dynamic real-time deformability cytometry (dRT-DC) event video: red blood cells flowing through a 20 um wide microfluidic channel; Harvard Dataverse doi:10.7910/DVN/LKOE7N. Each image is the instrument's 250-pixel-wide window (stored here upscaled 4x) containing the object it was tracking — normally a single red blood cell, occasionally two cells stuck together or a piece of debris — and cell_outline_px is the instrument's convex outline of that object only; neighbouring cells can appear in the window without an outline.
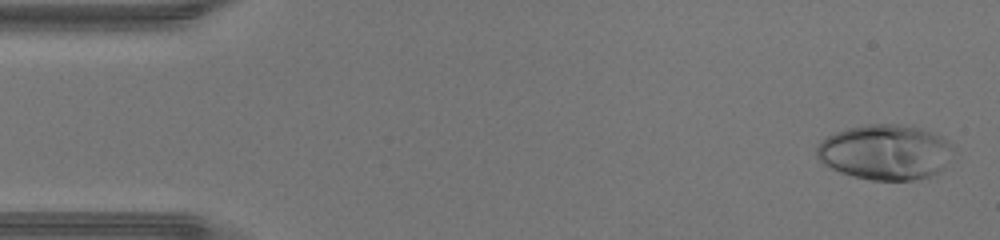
{"species": "human", "species_latin": "Homo sapiens", "temperature_condition": "warm", "stored_images_in_passage": 47, "camera_frame_rate_fps": 3000, "um_per_image_px": 0.085, "donor": {"sex": "male"}, "frame": {"image": 1, "passage_image": 2, "time_ms": 0.333, "image_size_px": [1000, 240], "cell_outline_px": [[956, 148], [944, 168], [940, 172], [928, 176], [912, 180], [872, 180], [840, 172], [828, 168], [820, 164], [816, 156], [816, 148], [820, 140], [836, 132], [848, 128], [868, 124], [896, 124], [920, 128], [932, 132], [948, 140]], "centroid_in_image_um": [75.24, 12.93], "position_along_channel_um": 9.8, "area_um2": 44.33}}
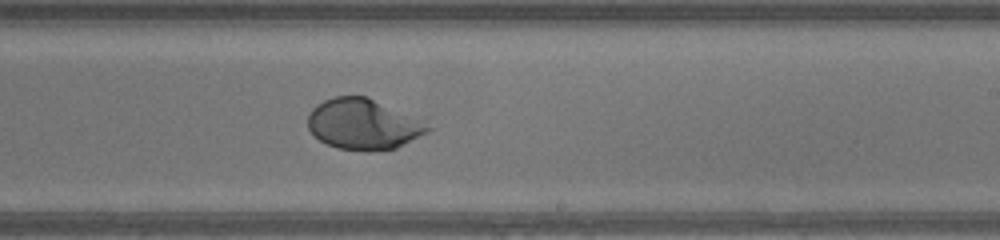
{"frame": {"image": 2, "passage_image": 28, "time_ms": 9.0, "image_size_px": [1000, 240], "cell_outline_px": [[432, 128], [428, 132], [396, 148], [372, 152], [368, 152], [336, 148], [320, 140], [308, 128], [308, 116], [312, 108], [316, 104], [324, 100], [336, 96], [368, 96], [428, 116]], "centroid_in_image_um": [31.05, 10.52], "position_along_channel_um": 257.9, "area_um2": 37.11}}
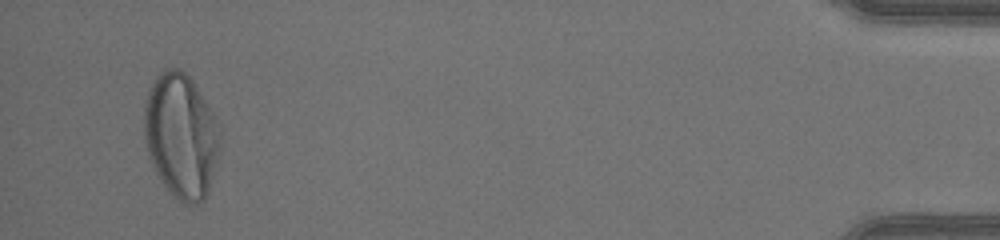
{"frame": {"image": 3, "passage_image": 45, "time_ms": 14.667, "image_size_px": [1000, 240], "cell_outline_px": [[220, 152], [208, 192], [204, 200], [196, 204], [184, 204], [172, 196], [156, 172], [148, 156], [144, 140], [144, 100], [148, 88], [156, 76], [164, 68], [180, 68], [192, 80], [216, 116], [220, 124]], "centroid_in_image_um": [15.39, 11.53], "position_along_channel_um": 419.8, "area_um2": 55.95}, "authors_computed_cell_mechanics": {"area_um2": 39.4196, "velocity_mm_per_s": 4.3821, "shape_relaxation_time_tau1_ms": 3.4574, "shape_relaxation_time_tau2_ms": null, "deformation_change_tau1": 0.2355, "deformation_change_tau2": null}}